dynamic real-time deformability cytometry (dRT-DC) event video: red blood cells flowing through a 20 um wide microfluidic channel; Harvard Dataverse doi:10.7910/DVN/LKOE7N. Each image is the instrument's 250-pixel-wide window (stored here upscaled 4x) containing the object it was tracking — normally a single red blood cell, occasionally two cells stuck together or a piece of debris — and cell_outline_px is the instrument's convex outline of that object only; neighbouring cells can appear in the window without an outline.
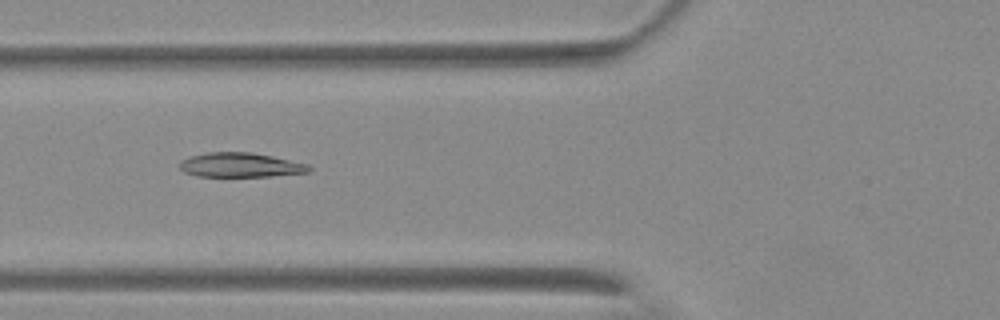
{"species": "Egyptian fruit bat (a non-hibernating species)", "species_latin": "Rousettus aegyptiacus", "temperature_condition": "warm", "stored_images_in_passage": 8, "camera_frame_rate_fps": 3000, "um_per_image_px": 0.085, "animal": {"sex": "female"}, "frame": {"image": 1, "passage_image": 5, "time_ms": 4.667, "image_size_px": [1000, 320], "cell_outline_px": [[312, 168], [308, 172], [272, 176], [196, 176], [184, 172], [180, 168], [180, 160], [192, 156], [208, 152], [252, 152], [272, 156], [308, 164]], "centroid_in_image_um": [20.43, 14.02], "position_along_channel_um": 105.4, "area_um2": 18.32}}
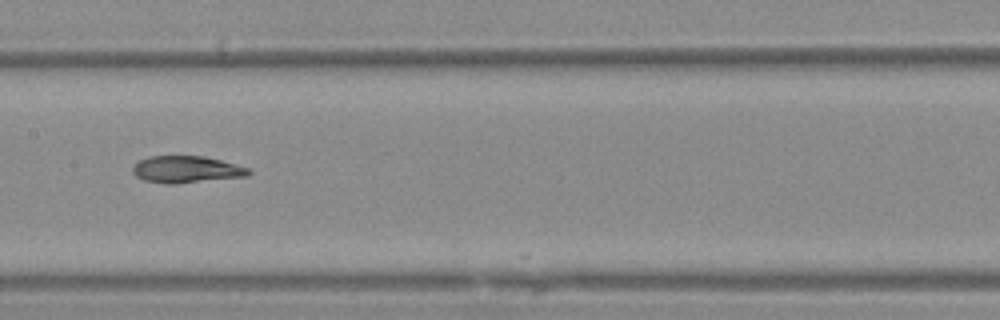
{"frame": {"image": 2, "passage_image": 7, "time_ms": 7.0, "image_size_px": [1000, 320], "cell_outline_px": [[252, 172], [248, 176], [172, 184], [168, 184], [144, 180], [136, 176], [132, 172], [132, 164], [148, 156], [204, 156], [220, 160], [248, 168]], "centroid_in_image_um": [15.8, 14.4], "position_along_channel_um": 191.6, "area_um2": 18.09}}
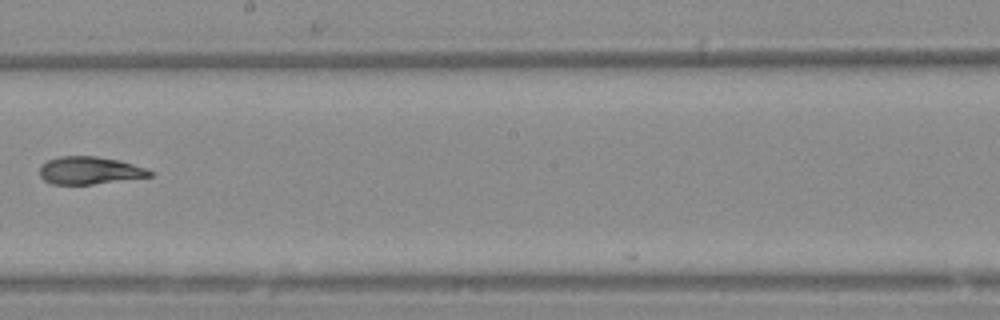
{"frame": {"image": 3, "passage_image": 8, "time_ms": 8.333, "image_size_px": [1000, 320], "cell_outline_px": [[152, 176], [92, 184], [52, 184], [44, 180], [40, 176], [40, 168], [48, 160], [60, 156], [96, 156], [120, 160], [148, 168], [152, 172]], "centroid_in_image_um": [7.64, 14.48], "position_along_channel_um": 240.6, "area_um2": 17.63}}